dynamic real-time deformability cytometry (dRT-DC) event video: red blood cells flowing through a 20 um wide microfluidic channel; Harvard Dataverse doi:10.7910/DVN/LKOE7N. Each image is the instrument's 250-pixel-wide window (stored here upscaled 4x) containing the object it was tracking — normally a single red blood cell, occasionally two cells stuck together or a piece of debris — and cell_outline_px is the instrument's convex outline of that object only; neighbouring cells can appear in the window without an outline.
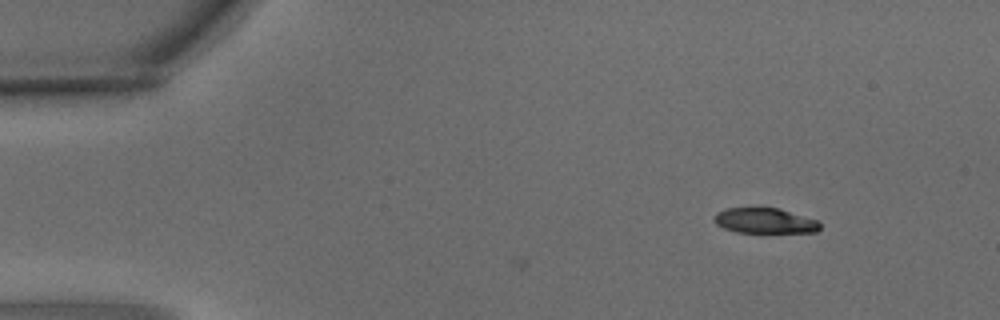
{"species": "common noctule bat (a hibernating species)", "species_latin": "Nyctalus noctula", "temperature_condition": "warm", "stored_images_in_passage": 2, "camera_frame_rate_fps": 3000, "um_per_image_px": 0.085, "animal": {"sex": "male", "body_mass_g": 15.6}, "frame": {"image": 1, "passage_image": 2, "time_ms": 0.333, "image_size_px": [1000, 320], "cell_outline_px": [[820, 228], [816, 232], [736, 232], [724, 228], [716, 224], [712, 220], [716, 212], [728, 208], [752, 204], [760, 204], [780, 208], [816, 220], [820, 224]], "centroid_in_image_um": [64.93, 18.69], "position_along_channel_um": 20.1, "area_um2": 16.36}}